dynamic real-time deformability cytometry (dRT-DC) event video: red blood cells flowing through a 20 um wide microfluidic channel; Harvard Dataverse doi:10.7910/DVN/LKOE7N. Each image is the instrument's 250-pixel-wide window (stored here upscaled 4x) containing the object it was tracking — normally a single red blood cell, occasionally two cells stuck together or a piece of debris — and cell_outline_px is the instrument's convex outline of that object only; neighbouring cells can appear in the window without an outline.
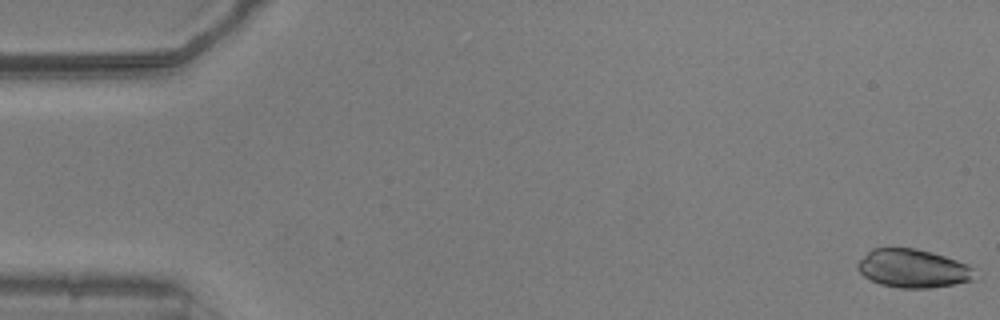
{"species": "common noctule bat (a hibernating species)", "species_latin": "Nyctalus noctula", "temperature_condition": "warm", "stored_images_in_passage": 48, "camera_frame_rate_fps": 3000, "um_per_image_px": 0.085, "animal": {"sex": "male", "body_mass_g": 20.5, "forearm_length_mm": 52.5}, "frame": {"image": 1, "passage_image": 1, "time_ms": 0.0, "image_size_px": [1000, 320], "cell_outline_px": [[972, 280], [952, 284], [928, 288], [900, 288], [880, 284], [864, 276], [856, 268], [856, 264], [872, 248], [916, 248], [932, 252], [956, 260], [972, 268]], "centroid_in_image_um": [77.53, 22.81], "position_along_channel_um": 7.5, "area_um2": 25.78}}
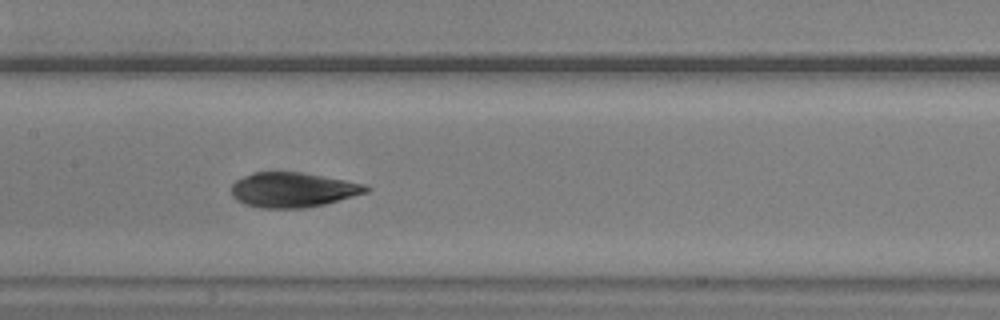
{"frame": {"image": 2, "passage_image": 26, "time_ms": 8.333, "image_size_px": [1000, 320], "cell_outline_px": [[372, 188], [368, 192], [324, 204], [304, 208], [260, 208], [244, 204], [236, 200], [232, 196], [232, 184], [236, 180], [252, 172], [300, 172], [344, 180], [364, 184]], "centroid_in_image_um": [24.87, 16.14], "position_along_channel_um": 182.5, "area_um2": 27.28}}
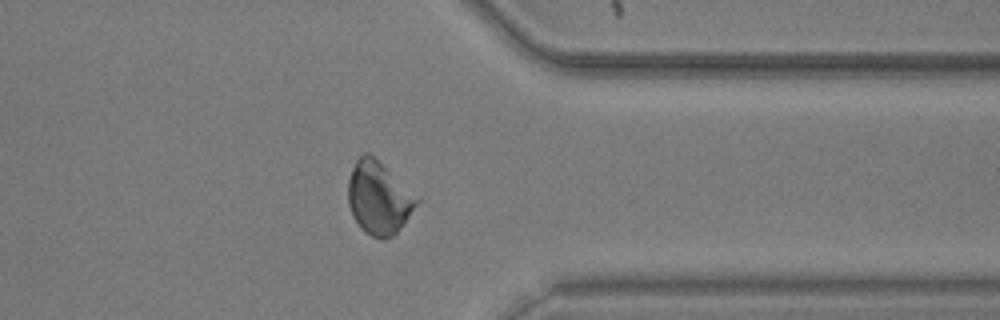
{"frame": {"image": 3, "passage_image": 42, "time_ms": 13.667, "image_size_px": [1000, 320], "cell_outline_px": [[420, 200], [400, 228], [392, 236], [384, 240], [380, 240], [364, 232], [360, 228], [352, 216], [348, 204], [348, 180], [352, 168], [356, 160], [364, 152], [368, 152], [420, 196]], "centroid_in_image_um": [32.19, 16.83], "position_along_channel_um": 379.2, "area_um2": 29.3}}